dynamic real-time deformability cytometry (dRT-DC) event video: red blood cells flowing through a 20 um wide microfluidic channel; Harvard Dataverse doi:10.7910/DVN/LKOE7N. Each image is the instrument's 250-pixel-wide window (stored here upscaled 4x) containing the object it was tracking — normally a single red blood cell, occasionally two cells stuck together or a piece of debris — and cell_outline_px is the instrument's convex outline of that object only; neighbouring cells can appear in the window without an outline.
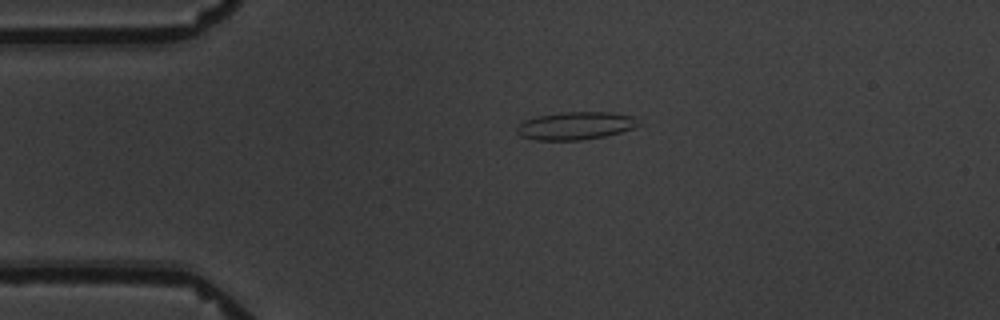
{"species": "common noctule bat (a hibernating species)", "species_latin": "Nyctalus noctula", "temperature_condition": "warm", "stored_images_in_passage": 2, "camera_frame_rate_fps": 3000, "um_per_image_px": 0.085, "animal": {"sex": "male", "body_mass_g": 19.5, "forearm_length_mm": 54.6}, "frame": {"image": 1, "passage_image": 1, "time_ms": 0.0, "image_size_px": [1000, 320], "cell_outline_px": [[640, 124], [632, 128], [620, 132], [604, 136], [580, 140], [536, 140], [520, 136], [516, 132], [516, 128], [524, 120], [536, 116], [560, 112], [612, 112], [632, 116]], "centroid_in_image_um": [48.87, 10.68], "position_along_channel_um": 36.1, "area_um2": 19.65}}